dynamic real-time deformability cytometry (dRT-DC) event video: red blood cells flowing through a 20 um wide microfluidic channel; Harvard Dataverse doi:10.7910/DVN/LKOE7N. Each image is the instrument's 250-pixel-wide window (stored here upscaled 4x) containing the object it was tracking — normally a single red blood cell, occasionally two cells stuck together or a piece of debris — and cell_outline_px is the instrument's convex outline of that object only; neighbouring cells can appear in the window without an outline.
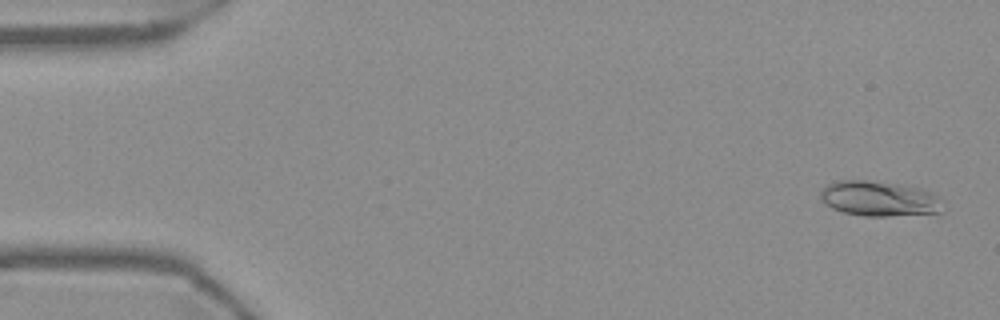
{"species": "Egyptian fruit bat (a non-hibernating species)", "species_latin": "Rousettus aegyptiacus", "temperature_condition": "warm", "stored_images_in_passage": 54, "camera_frame_rate_fps": 3000, "um_per_image_px": 0.085, "frame": {"image": 1, "passage_image": 2, "time_ms": 0.333, "image_size_px": [1000, 320], "cell_outline_px": [[944, 212], [888, 216], [864, 216], [844, 212], [832, 208], [820, 200], [820, 192], [828, 184], [836, 180], [864, 180], [900, 184], [920, 188], [944, 200]], "centroid_in_image_um": [74.75, 16.89], "position_along_channel_um": 10.2, "area_um2": 25.2}}
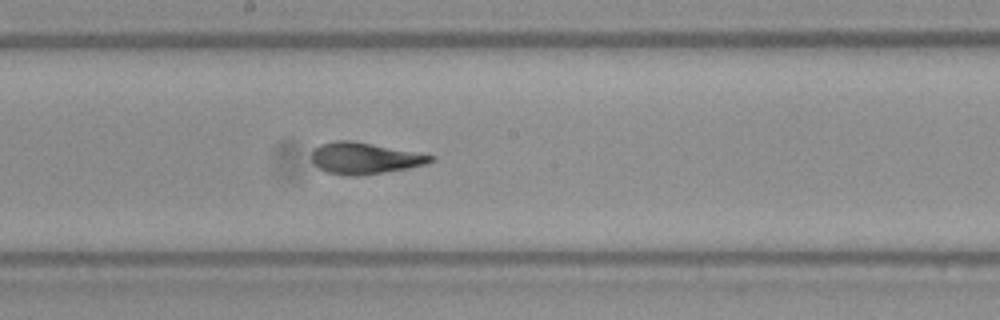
{"frame": {"image": 2, "passage_image": 29, "time_ms": 9.333, "image_size_px": [1000, 320], "cell_outline_px": [[436, 160], [428, 164], [408, 168], [384, 172], [356, 176], [348, 176], [324, 172], [312, 160], [312, 148], [320, 144], [336, 140], [352, 140], [436, 156]], "centroid_in_image_um": [30.99, 13.45], "position_along_channel_um": 217.2, "area_um2": 21.91}}
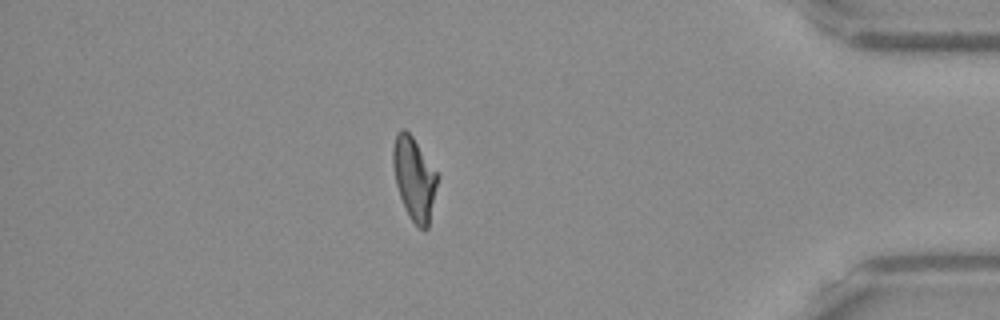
{"frame": {"image": 3, "passage_image": 47, "time_ms": 15.333, "image_size_px": [1000, 320], "cell_outline_px": [[440, 176], [428, 228], [420, 228], [408, 216], [400, 196], [396, 184], [392, 164], [392, 148], [396, 132], [400, 128], [404, 128], [412, 136]], "centroid_in_image_um": [35.21, 15.14], "position_along_channel_um": 400.0, "area_um2": 21.68}, "authors_computed_cell_mechanics": {"area_um2": 21.9062, "velocity_mm_per_s": 3.7145, "shape_relaxation_time_tau1_ms": 6.6644, "shape_relaxation_time_tau2_ms": 1.1803, "deformation_change_tau1": 0.2099, "deformation_change_tau2": 0.0706}}